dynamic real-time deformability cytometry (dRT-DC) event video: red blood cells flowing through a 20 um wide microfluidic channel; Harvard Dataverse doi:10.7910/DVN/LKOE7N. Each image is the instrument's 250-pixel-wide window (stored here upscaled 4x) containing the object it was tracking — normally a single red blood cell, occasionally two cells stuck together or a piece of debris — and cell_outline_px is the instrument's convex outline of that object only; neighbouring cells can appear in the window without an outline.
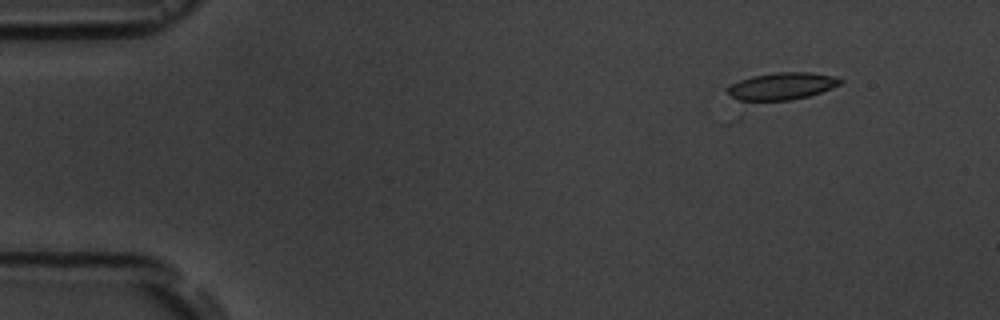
{"species": "common noctule bat (a hibernating species)", "species_latin": "Nyctalus noctula", "temperature_condition": "room temperature", "stored_images_in_passage": 4, "camera_frame_rate_fps": 3000, "um_per_image_px": 0.085, "animal": {"sex": "male", "body_mass_g": 19.5, "forearm_length_mm": 54.6}, "frame": {"image": 1, "passage_image": 2, "time_ms": 1.0, "image_size_px": [1000, 320], "cell_outline_px": [[844, 80], [840, 84], [832, 88], [808, 96], [792, 100], [748, 104], [732, 96], [724, 88], [728, 84], [752, 76], [776, 72], [812, 72], [832, 76]], "centroid_in_image_um": [66.36, 7.36], "position_along_channel_um": 18.6, "area_um2": 18.55}}